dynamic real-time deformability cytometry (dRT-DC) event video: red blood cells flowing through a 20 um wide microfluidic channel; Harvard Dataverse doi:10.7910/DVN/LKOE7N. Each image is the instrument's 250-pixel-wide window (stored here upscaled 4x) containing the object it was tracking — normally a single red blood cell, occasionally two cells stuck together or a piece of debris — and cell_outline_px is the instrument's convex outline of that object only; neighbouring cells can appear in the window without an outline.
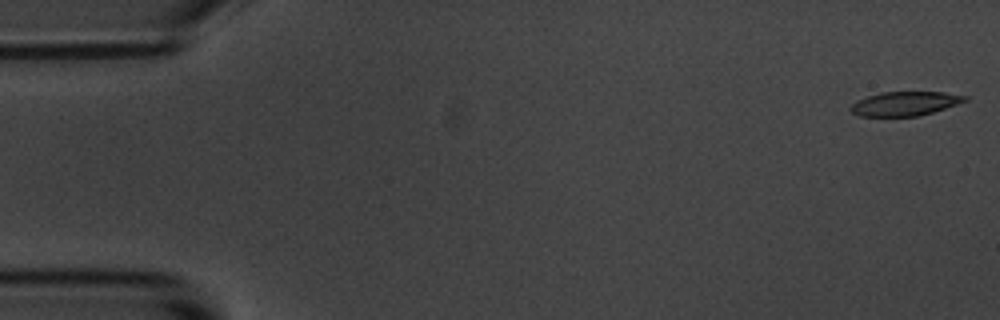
{"species": "common noctule bat (a hibernating species)", "species_latin": "Nyctalus noctula", "temperature_condition": "room temperature", "stored_images_in_passage": 54, "camera_frame_rate_fps": 3000, "um_per_image_px": 0.085, "animal": {"sex": "male", "body_mass_g": 20.1, "forearm_length_mm": 53.5}, "frame": {"image": 1, "passage_image": 1, "time_ms": 0.0, "image_size_px": [1000, 320], "cell_outline_px": [[968, 100], [920, 116], [860, 116], [852, 112], [848, 108], [856, 100], [880, 92], [944, 92], [968, 96]], "centroid_in_image_um": [76.89, 8.8], "position_along_channel_um": 8.1, "area_um2": 16.01}}
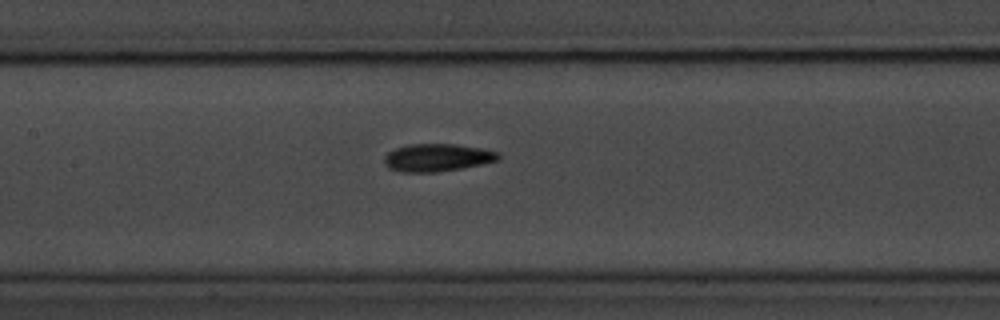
{"frame": {"image": 2, "passage_image": 25, "time_ms": 8.0, "image_size_px": [1000, 320], "cell_outline_px": [[500, 160], [440, 172], [400, 172], [388, 168], [384, 164], [384, 156], [388, 152], [396, 148], [408, 144], [456, 144], [480, 148], [500, 152]], "centroid_in_image_um": [37.15, 13.39], "position_along_channel_um": 170.3, "area_um2": 18.5}}
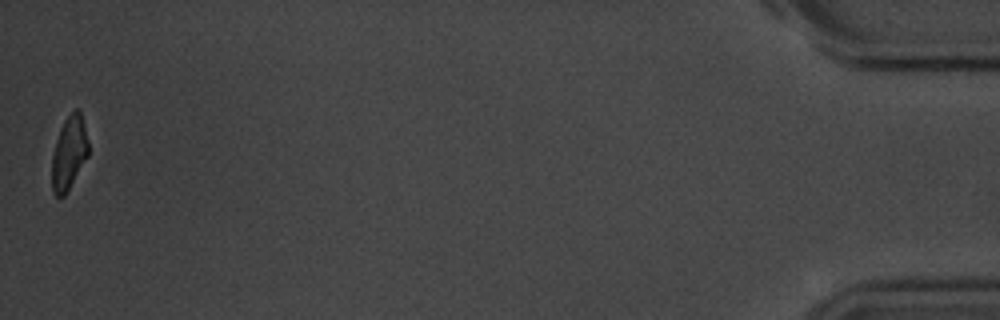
{"frame": {"image": 3, "passage_image": 54, "time_ms": 17.667, "image_size_px": [1000, 320], "cell_outline_px": [[88, 156], [64, 196], [56, 196], [52, 192], [52, 156], [56, 140], [60, 128], [64, 120], [76, 108], [80, 112], [84, 124], [88, 140]], "centroid_in_image_um": [5.86, 13.0], "position_along_channel_um": 429.3, "area_um2": 15.43}, "authors_computed_cell_mechanics": {"area_um2": 17.5134, "velocity_mm_per_s": 3.6693, "shape_relaxation_time_tau1_ms": 4.2118, "shape_relaxation_time_tau2_ms": 4.6328, "deformation_change_tau1": 0.1348, "deformation_change_tau2": 0.1254}}